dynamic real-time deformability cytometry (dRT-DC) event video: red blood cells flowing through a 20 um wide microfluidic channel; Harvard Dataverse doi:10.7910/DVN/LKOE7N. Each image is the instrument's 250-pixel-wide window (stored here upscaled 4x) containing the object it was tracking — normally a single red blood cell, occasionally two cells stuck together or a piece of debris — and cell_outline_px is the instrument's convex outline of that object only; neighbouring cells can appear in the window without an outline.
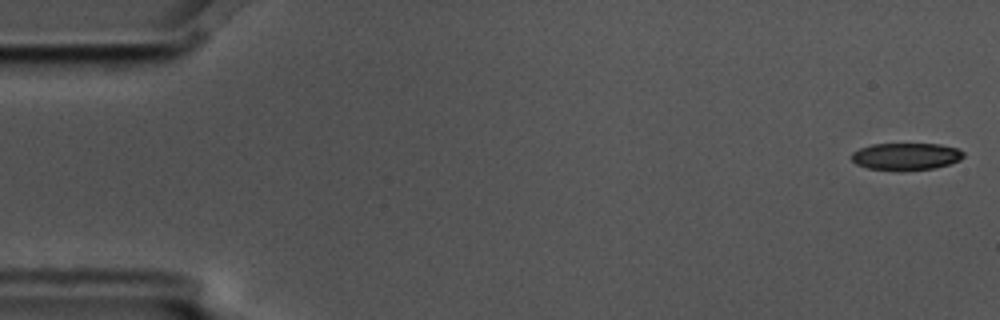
{"species": "common noctule bat (a hibernating species)", "species_latin": "Nyctalus noctula", "temperature_condition": "cold", "stored_images_in_passage": 56, "camera_frame_rate_fps": 3000, "um_per_image_px": 0.085, "animal": {"sex": "male", "body_mass_g": 17.5, "forearm_length_mm": 52.3}, "frame": {"image": 1, "passage_image": 1, "time_ms": 0.0, "image_size_px": [1000, 320], "cell_outline_px": [[964, 156], [960, 160], [936, 168], [868, 168], [856, 164], [852, 160], [852, 152], [860, 148], [872, 144], [940, 144], [960, 148], [964, 152]], "centroid_in_image_um": [77.06, 13.25], "position_along_channel_um": 7.9, "area_um2": 17.11}}
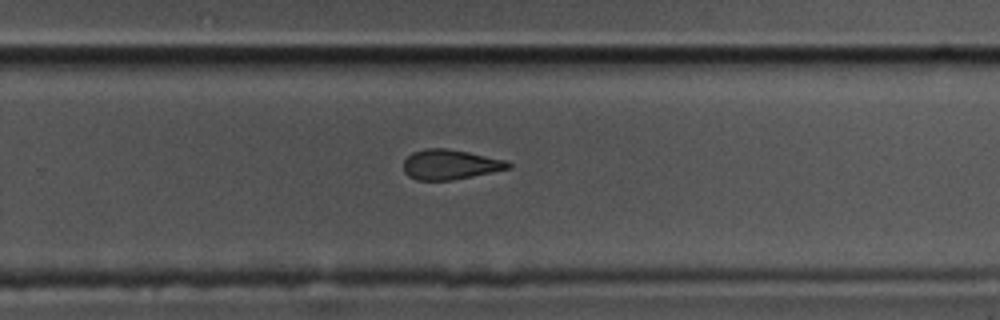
{"frame": {"image": 2, "passage_image": 36, "time_ms": 11.667, "image_size_px": [1000, 320], "cell_outline_px": [[512, 168], [452, 180], [416, 180], [408, 176], [404, 172], [404, 160], [412, 152], [424, 148], [444, 148], [468, 152], [504, 160], [512, 164]], "centroid_in_image_um": [38.23, 13.98], "position_along_channel_um": 291.6, "area_um2": 18.21}}
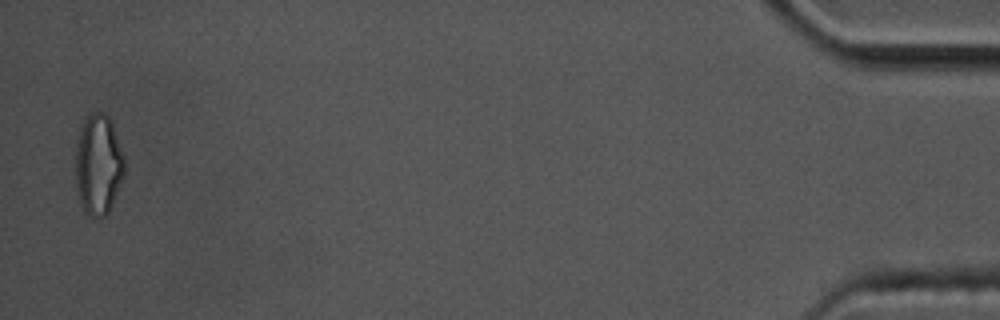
{"frame": {"image": 3, "passage_image": 55, "time_ms": 18.0, "image_size_px": [1000, 320], "cell_outline_px": [[124, 176], [108, 212], [104, 216], [88, 216], [84, 212], [80, 204], [76, 184], [76, 144], [84, 120], [92, 112], [104, 112], [108, 116], [112, 124], [124, 156]], "centroid_in_image_um": [8.35, 14.0], "position_along_channel_um": 426.8, "area_um2": 28.44}}